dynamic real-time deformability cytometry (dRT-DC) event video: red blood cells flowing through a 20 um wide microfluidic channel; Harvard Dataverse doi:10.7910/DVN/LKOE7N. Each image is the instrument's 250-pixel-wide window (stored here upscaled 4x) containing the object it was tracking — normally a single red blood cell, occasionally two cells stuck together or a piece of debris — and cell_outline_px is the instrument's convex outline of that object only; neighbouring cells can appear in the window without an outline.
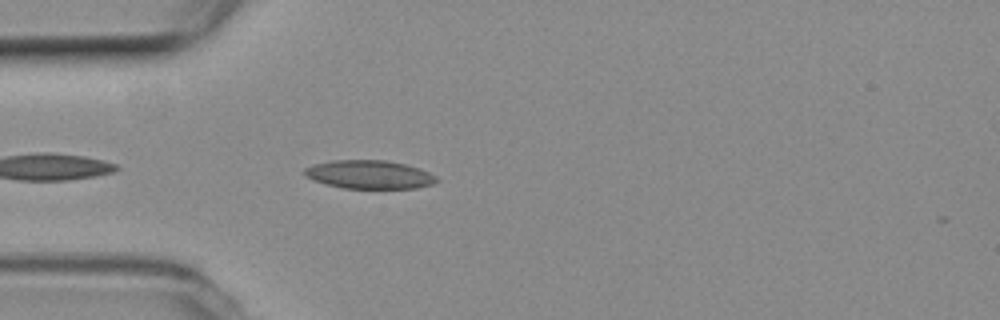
{"species": "common noctule bat (a hibernating species)", "species_latin": "Nyctalus noctula", "temperature_condition": "room temperature", "stored_images_in_passage": 4, "camera_frame_rate_fps": 3000, "um_per_image_px": 0.085, "animal": {"sex": "female", "body_mass_g": 19.3, "forearm_length_mm": 54.1}, "frame": {"image": 1, "passage_image": 3, "time_ms": 0.667, "image_size_px": [1000, 320], "cell_outline_px": [[440, 180], [432, 184], [416, 188], [344, 188], [312, 180], [304, 176], [304, 168], [312, 164], [332, 160], [384, 160], [404, 164], [420, 168], [436, 176]], "centroid_in_image_um": [31.37, 14.83], "position_along_channel_um": 53.6, "area_um2": 21.91}}